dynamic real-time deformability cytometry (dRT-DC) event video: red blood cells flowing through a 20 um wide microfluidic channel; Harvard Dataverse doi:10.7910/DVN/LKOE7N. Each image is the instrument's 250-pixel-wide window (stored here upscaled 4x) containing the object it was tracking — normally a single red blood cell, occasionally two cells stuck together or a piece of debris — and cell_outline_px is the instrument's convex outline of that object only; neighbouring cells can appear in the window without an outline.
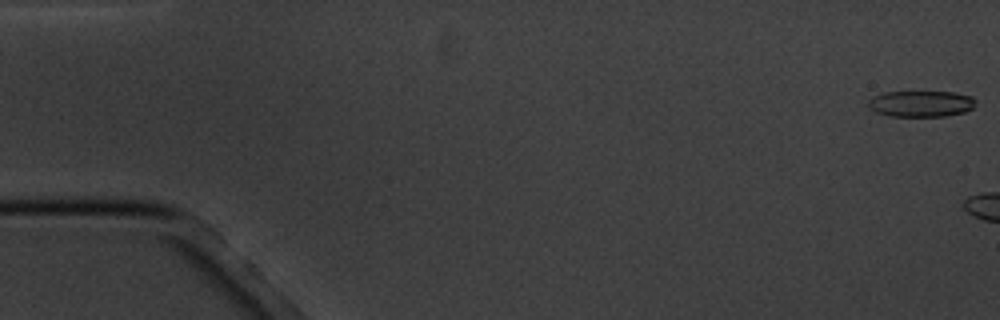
{"species": "common noctule bat (a hibernating species)", "species_latin": "Nyctalus noctula", "temperature_condition": "cold", "stored_images_in_passage": 4, "camera_frame_rate_fps": 3000, "um_per_image_px": 0.085, "animal": {"sex": "male", "body_mass_g": 20.1, "forearm_length_mm": 53.5}, "frame": {"image": 1, "passage_image": 1, "time_ms": 0.0, "image_size_px": [1000, 320], "cell_outline_px": [[976, 100], [972, 108], [964, 112], [944, 116], [892, 116], [876, 112], [868, 104], [868, 100], [872, 96], [884, 92], [952, 92], [972, 96]], "centroid_in_image_um": [78.29, 8.81], "position_along_channel_um": 6.7, "area_um2": 16.24}}